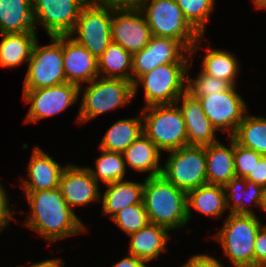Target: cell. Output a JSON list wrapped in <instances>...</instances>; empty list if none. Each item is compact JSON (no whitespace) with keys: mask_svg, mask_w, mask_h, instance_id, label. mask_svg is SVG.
I'll return each mask as SVG.
<instances>
[{"mask_svg":"<svg viewBox=\"0 0 266 267\" xmlns=\"http://www.w3.org/2000/svg\"><path fill=\"white\" fill-rule=\"evenodd\" d=\"M23 193L30 210L25 211L27 215L21 221L22 225L33 230L50 246L89 233V227L69 207L59 188Z\"/></svg>","mask_w":266,"mask_h":267,"instance_id":"1","label":"cell"},{"mask_svg":"<svg viewBox=\"0 0 266 267\" xmlns=\"http://www.w3.org/2000/svg\"><path fill=\"white\" fill-rule=\"evenodd\" d=\"M143 204L149 223L167 228L171 233L186 228L187 193L167 181L162 175L145 178Z\"/></svg>","mask_w":266,"mask_h":267,"instance_id":"2","label":"cell"},{"mask_svg":"<svg viewBox=\"0 0 266 267\" xmlns=\"http://www.w3.org/2000/svg\"><path fill=\"white\" fill-rule=\"evenodd\" d=\"M79 107L75 123L86 125L98 116L119 110L134 102L133 82L124 79L97 77L79 87Z\"/></svg>","mask_w":266,"mask_h":267,"instance_id":"3","label":"cell"},{"mask_svg":"<svg viewBox=\"0 0 266 267\" xmlns=\"http://www.w3.org/2000/svg\"><path fill=\"white\" fill-rule=\"evenodd\" d=\"M225 215L222 226L207 239L218 242L230 267H254V243L263 220L259 215Z\"/></svg>","mask_w":266,"mask_h":267,"instance_id":"4","label":"cell"},{"mask_svg":"<svg viewBox=\"0 0 266 267\" xmlns=\"http://www.w3.org/2000/svg\"><path fill=\"white\" fill-rule=\"evenodd\" d=\"M189 63H168L139 76L133 82L134 99L143 90V107L174 104L187 91Z\"/></svg>","mask_w":266,"mask_h":267,"instance_id":"5","label":"cell"},{"mask_svg":"<svg viewBox=\"0 0 266 267\" xmlns=\"http://www.w3.org/2000/svg\"><path fill=\"white\" fill-rule=\"evenodd\" d=\"M141 113L143 133L163 154L188 145L185 121L176 103L143 107Z\"/></svg>","mask_w":266,"mask_h":267,"instance_id":"6","label":"cell"},{"mask_svg":"<svg viewBox=\"0 0 266 267\" xmlns=\"http://www.w3.org/2000/svg\"><path fill=\"white\" fill-rule=\"evenodd\" d=\"M138 8L152 36L179 40L189 51L201 37L187 22L175 0H143Z\"/></svg>","mask_w":266,"mask_h":267,"instance_id":"7","label":"cell"},{"mask_svg":"<svg viewBox=\"0 0 266 267\" xmlns=\"http://www.w3.org/2000/svg\"><path fill=\"white\" fill-rule=\"evenodd\" d=\"M50 43H34L24 81L23 90L57 86L66 83L63 68V35L49 36Z\"/></svg>","mask_w":266,"mask_h":267,"instance_id":"8","label":"cell"},{"mask_svg":"<svg viewBox=\"0 0 266 267\" xmlns=\"http://www.w3.org/2000/svg\"><path fill=\"white\" fill-rule=\"evenodd\" d=\"M161 175L188 193L207 183L205 146L186 145L166 152Z\"/></svg>","mask_w":266,"mask_h":267,"instance_id":"9","label":"cell"},{"mask_svg":"<svg viewBox=\"0 0 266 267\" xmlns=\"http://www.w3.org/2000/svg\"><path fill=\"white\" fill-rule=\"evenodd\" d=\"M69 36L98 58L112 41L111 6L88 0Z\"/></svg>","mask_w":266,"mask_h":267,"instance_id":"10","label":"cell"},{"mask_svg":"<svg viewBox=\"0 0 266 267\" xmlns=\"http://www.w3.org/2000/svg\"><path fill=\"white\" fill-rule=\"evenodd\" d=\"M22 99L30 104L23 123H37L66 112L79 102V86L63 83L35 90H22Z\"/></svg>","mask_w":266,"mask_h":267,"instance_id":"11","label":"cell"},{"mask_svg":"<svg viewBox=\"0 0 266 267\" xmlns=\"http://www.w3.org/2000/svg\"><path fill=\"white\" fill-rule=\"evenodd\" d=\"M237 86L233 85L227 91L197 98L213 127L218 132L227 133V137L235 134L244 115L250 110L246 99L238 93Z\"/></svg>","mask_w":266,"mask_h":267,"instance_id":"12","label":"cell"},{"mask_svg":"<svg viewBox=\"0 0 266 267\" xmlns=\"http://www.w3.org/2000/svg\"><path fill=\"white\" fill-rule=\"evenodd\" d=\"M88 0H32L35 28L47 36L69 35Z\"/></svg>","mask_w":266,"mask_h":267,"instance_id":"13","label":"cell"},{"mask_svg":"<svg viewBox=\"0 0 266 267\" xmlns=\"http://www.w3.org/2000/svg\"><path fill=\"white\" fill-rule=\"evenodd\" d=\"M191 60L190 51L179 40L151 36L149 43L132 55V82L157 66Z\"/></svg>","mask_w":266,"mask_h":267,"instance_id":"14","label":"cell"},{"mask_svg":"<svg viewBox=\"0 0 266 267\" xmlns=\"http://www.w3.org/2000/svg\"><path fill=\"white\" fill-rule=\"evenodd\" d=\"M150 28L138 7H111V40L132 55L142 50L151 38Z\"/></svg>","mask_w":266,"mask_h":267,"instance_id":"15","label":"cell"},{"mask_svg":"<svg viewBox=\"0 0 266 267\" xmlns=\"http://www.w3.org/2000/svg\"><path fill=\"white\" fill-rule=\"evenodd\" d=\"M59 189L69 207L76 212L81 206L99 204L104 188L93 179L87 166L68 162L62 172Z\"/></svg>","mask_w":266,"mask_h":267,"instance_id":"16","label":"cell"},{"mask_svg":"<svg viewBox=\"0 0 266 267\" xmlns=\"http://www.w3.org/2000/svg\"><path fill=\"white\" fill-rule=\"evenodd\" d=\"M25 176L19 179L23 192L45 191L59 188L60 178L68 163L63 165L51 157L42 147L33 146Z\"/></svg>","mask_w":266,"mask_h":267,"instance_id":"17","label":"cell"},{"mask_svg":"<svg viewBox=\"0 0 266 267\" xmlns=\"http://www.w3.org/2000/svg\"><path fill=\"white\" fill-rule=\"evenodd\" d=\"M176 104L185 121L188 145L207 146L220 140L217 137L218 131L206 117L196 97L186 91L177 99Z\"/></svg>","mask_w":266,"mask_h":267,"instance_id":"18","label":"cell"},{"mask_svg":"<svg viewBox=\"0 0 266 267\" xmlns=\"http://www.w3.org/2000/svg\"><path fill=\"white\" fill-rule=\"evenodd\" d=\"M63 68L66 81L79 87L99 77L97 58L69 35H63Z\"/></svg>","mask_w":266,"mask_h":267,"instance_id":"19","label":"cell"},{"mask_svg":"<svg viewBox=\"0 0 266 267\" xmlns=\"http://www.w3.org/2000/svg\"><path fill=\"white\" fill-rule=\"evenodd\" d=\"M210 39L206 36H201L197 42L192 46L190 51L192 59L197 55V52L204 50V55L200 62V69L207 75L213 76L218 79L230 82L232 85H237L238 76H240V59L235 56L236 54L218 47L211 45L203 46L204 41ZM204 40V41H203ZM237 79V80H236Z\"/></svg>","mask_w":266,"mask_h":267,"instance_id":"20","label":"cell"},{"mask_svg":"<svg viewBox=\"0 0 266 267\" xmlns=\"http://www.w3.org/2000/svg\"><path fill=\"white\" fill-rule=\"evenodd\" d=\"M129 237L127 253L144 260L149 265L163 252H168L167 246L172 240L171 232L167 228L153 223L147 224Z\"/></svg>","mask_w":266,"mask_h":267,"instance_id":"21","label":"cell"},{"mask_svg":"<svg viewBox=\"0 0 266 267\" xmlns=\"http://www.w3.org/2000/svg\"><path fill=\"white\" fill-rule=\"evenodd\" d=\"M130 178L113 183L105 184L101 191V215L111 219L115 214L135 204H143V190L145 178L135 181Z\"/></svg>","mask_w":266,"mask_h":267,"instance_id":"22","label":"cell"},{"mask_svg":"<svg viewBox=\"0 0 266 267\" xmlns=\"http://www.w3.org/2000/svg\"><path fill=\"white\" fill-rule=\"evenodd\" d=\"M163 152L143 133L123 152L126 167L145 178L161 175Z\"/></svg>","mask_w":266,"mask_h":267,"instance_id":"23","label":"cell"},{"mask_svg":"<svg viewBox=\"0 0 266 267\" xmlns=\"http://www.w3.org/2000/svg\"><path fill=\"white\" fill-rule=\"evenodd\" d=\"M195 214L210 217L212 220L226 218L228 213L226 207V197L224 186L214 184H204L187 193V217L189 224ZM197 212V213H196ZM224 216V217H223Z\"/></svg>","mask_w":266,"mask_h":267,"instance_id":"24","label":"cell"},{"mask_svg":"<svg viewBox=\"0 0 266 267\" xmlns=\"http://www.w3.org/2000/svg\"><path fill=\"white\" fill-rule=\"evenodd\" d=\"M228 145L220 140L205 146L207 183L225 186L235 176L234 139L228 137Z\"/></svg>","mask_w":266,"mask_h":267,"instance_id":"25","label":"cell"},{"mask_svg":"<svg viewBox=\"0 0 266 267\" xmlns=\"http://www.w3.org/2000/svg\"><path fill=\"white\" fill-rule=\"evenodd\" d=\"M262 188L246 178L235 176L224 186L228 213L258 215L254 209L260 208Z\"/></svg>","mask_w":266,"mask_h":267,"instance_id":"26","label":"cell"},{"mask_svg":"<svg viewBox=\"0 0 266 267\" xmlns=\"http://www.w3.org/2000/svg\"><path fill=\"white\" fill-rule=\"evenodd\" d=\"M0 67L15 69L28 64L38 32L0 34Z\"/></svg>","mask_w":266,"mask_h":267,"instance_id":"27","label":"cell"},{"mask_svg":"<svg viewBox=\"0 0 266 267\" xmlns=\"http://www.w3.org/2000/svg\"><path fill=\"white\" fill-rule=\"evenodd\" d=\"M137 116L131 118H120L112 123L97 148L106 151L123 153L124 150L143 134V119L141 110Z\"/></svg>","mask_w":266,"mask_h":267,"instance_id":"28","label":"cell"},{"mask_svg":"<svg viewBox=\"0 0 266 267\" xmlns=\"http://www.w3.org/2000/svg\"><path fill=\"white\" fill-rule=\"evenodd\" d=\"M37 32L32 0H0V34Z\"/></svg>","mask_w":266,"mask_h":267,"instance_id":"29","label":"cell"},{"mask_svg":"<svg viewBox=\"0 0 266 267\" xmlns=\"http://www.w3.org/2000/svg\"><path fill=\"white\" fill-rule=\"evenodd\" d=\"M97 61L99 77L132 81V54L121 45L111 41Z\"/></svg>","mask_w":266,"mask_h":267,"instance_id":"30","label":"cell"},{"mask_svg":"<svg viewBox=\"0 0 266 267\" xmlns=\"http://www.w3.org/2000/svg\"><path fill=\"white\" fill-rule=\"evenodd\" d=\"M99 155L95 157L94 167L87 166L93 179L101 186L121 180H126L128 169L123 153L106 151L97 148Z\"/></svg>","mask_w":266,"mask_h":267,"instance_id":"31","label":"cell"},{"mask_svg":"<svg viewBox=\"0 0 266 267\" xmlns=\"http://www.w3.org/2000/svg\"><path fill=\"white\" fill-rule=\"evenodd\" d=\"M247 113L232 138L243 147L266 156V116Z\"/></svg>","mask_w":266,"mask_h":267,"instance_id":"32","label":"cell"},{"mask_svg":"<svg viewBox=\"0 0 266 267\" xmlns=\"http://www.w3.org/2000/svg\"><path fill=\"white\" fill-rule=\"evenodd\" d=\"M217 0H175L187 22L201 35L205 36L207 24L217 7Z\"/></svg>","mask_w":266,"mask_h":267,"instance_id":"33","label":"cell"},{"mask_svg":"<svg viewBox=\"0 0 266 267\" xmlns=\"http://www.w3.org/2000/svg\"><path fill=\"white\" fill-rule=\"evenodd\" d=\"M192 59L187 69V91L196 98L208 96L212 93H218L229 90L233 85L222 79L207 75L201 69L199 73L190 77L191 69H193Z\"/></svg>","mask_w":266,"mask_h":267,"instance_id":"34","label":"cell"},{"mask_svg":"<svg viewBox=\"0 0 266 267\" xmlns=\"http://www.w3.org/2000/svg\"><path fill=\"white\" fill-rule=\"evenodd\" d=\"M126 236L139 231L149 224L144 204L124 208L110 219Z\"/></svg>","mask_w":266,"mask_h":267,"instance_id":"35","label":"cell"},{"mask_svg":"<svg viewBox=\"0 0 266 267\" xmlns=\"http://www.w3.org/2000/svg\"><path fill=\"white\" fill-rule=\"evenodd\" d=\"M261 157L262 155L258 152L243 147L234 140V161L237 177L246 178L249 174H253L255 164Z\"/></svg>","mask_w":266,"mask_h":267,"instance_id":"36","label":"cell"},{"mask_svg":"<svg viewBox=\"0 0 266 267\" xmlns=\"http://www.w3.org/2000/svg\"><path fill=\"white\" fill-rule=\"evenodd\" d=\"M1 183L2 182L0 181V234L3 233L5 229L9 228V225L13 220L16 222L19 221L15 218L16 213L26 215L22 210L17 211L13 209L14 207L10 203V195L6 190L7 188Z\"/></svg>","mask_w":266,"mask_h":267,"instance_id":"37","label":"cell"},{"mask_svg":"<svg viewBox=\"0 0 266 267\" xmlns=\"http://www.w3.org/2000/svg\"><path fill=\"white\" fill-rule=\"evenodd\" d=\"M266 223L257 233L254 243V267H266Z\"/></svg>","mask_w":266,"mask_h":267,"instance_id":"38","label":"cell"},{"mask_svg":"<svg viewBox=\"0 0 266 267\" xmlns=\"http://www.w3.org/2000/svg\"><path fill=\"white\" fill-rule=\"evenodd\" d=\"M219 257L212 256L207 253H197L190 255L189 259L184 262L182 267H225L226 265L222 262ZM228 267V266H227Z\"/></svg>","mask_w":266,"mask_h":267,"instance_id":"39","label":"cell"},{"mask_svg":"<svg viewBox=\"0 0 266 267\" xmlns=\"http://www.w3.org/2000/svg\"><path fill=\"white\" fill-rule=\"evenodd\" d=\"M246 180L257 183L262 187L266 186V156L259 159L258 163L255 164L253 174H249Z\"/></svg>","mask_w":266,"mask_h":267,"instance_id":"40","label":"cell"},{"mask_svg":"<svg viewBox=\"0 0 266 267\" xmlns=\"http://www.w3.org/2000/svg\"><path fill=\"white\" fill-rule=\"evenodd\" d=\"M148 265L144 260L127 253L123 258L113 263L111 267H149Z\"/></svg>","mask_w":266,"mask_h":267,"instance_id":"41","label":"cell"},{"mask_svg":"<svg viewBox=\"0 0 266 267\" xmlns=\"http://www.w3.org/2000/svg\"><path fill=\"white\" fill-rule=\"evenodd\" d=\"M94 3L114 8L139 7L143 0H91Z\"/></svg>","mask_w":266,"mask_h":267,"instance_id":"42","label":"cell"},{"mask_svg":"<svg viewBox=\"0 0 266 267\" xmlns=\"http://www.w3.org/2000/svg\"><path fill=\"white\" fill-rule=\"evenodd\" d=\"M66 261L63 258H46L44 260H40L39 262H33L32 264H28V266L19 265L15 267H61Z\"/></svg>","mask_w":266,"mask_h":267,"instance_id":"43","label":"cell"},{"mask_svg":"<svg viewBox=\"0 0 266 267\" xmlns=\"http://www.w3.org/2000/svg\"><path fill=\"white\" fill-rule=\"evenodd\" d=\"M259 209L261 210L260 215H262V212L264 213L263 215L266 214V186H264L262 188V195H261L260 208Z\"/></svg>","mask_w":266,"mask_h":267,"instance_id":"44","label":"cell"},{"mask_svg":"<svg viewBox=\"0 0 266 267\" xmlns=\"http://www.w3.org/2000/svg\"><path fill=\"white\" fill-rule=\"evenodd\" d=\"M251 3L257 11H266V0H251Z\"/></svg>","mask_w":266,"mask_h":267,"instance_id":"45","label":"cell"}]
</instances>
